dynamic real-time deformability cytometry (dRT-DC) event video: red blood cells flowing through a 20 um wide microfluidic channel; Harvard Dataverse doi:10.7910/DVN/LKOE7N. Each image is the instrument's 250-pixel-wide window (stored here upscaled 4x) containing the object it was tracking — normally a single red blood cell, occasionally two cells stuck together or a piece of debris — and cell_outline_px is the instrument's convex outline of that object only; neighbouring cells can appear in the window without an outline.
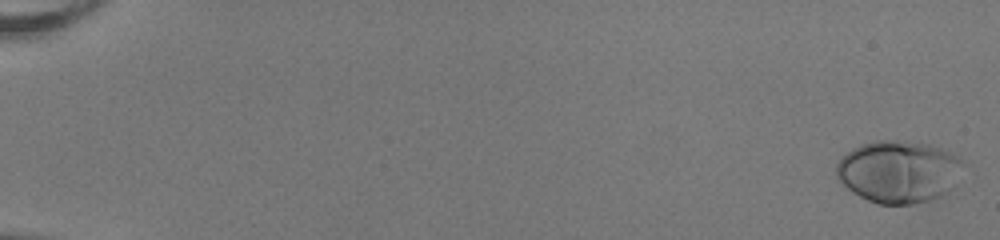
{"species": "human", "species_latin": "Homo sapiens", "temperature_condition": "room temperature", "stored_images_in_passage": 53, "camera_frame_rate_fps": 3000, "um_per_image_px": 0.085, "donor": {"sex": "female"}, "frame": {"image": 1, "passage_image": 1, "time_ms": 0.0, "image_size_px": [1000, 240], "cell_outline_px": [[964, 160], [948, 192], [932, 200], [912, 204], [876, 204], [852, 192], [836, 176], [836, 164], [840, 156], [852, 148], [876, 140], [900, 140], [928, 144], [952, 152], [960, 156]], "centroid_in_image_um": [76.35, 14.58], "position_along_channel_um": 8.7, "area_um2": 45.95}}
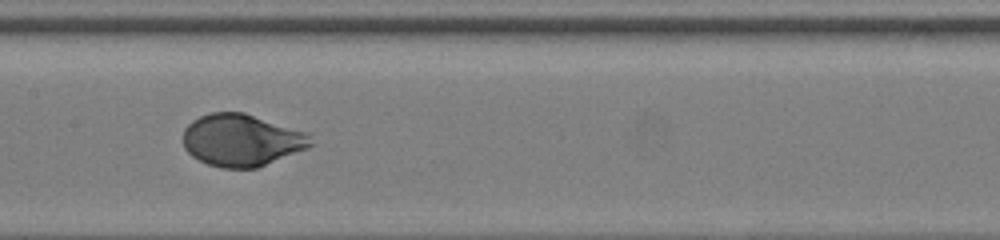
{"frame": {"image": 2, "passage_image": 29, "time_ms": 9.333, "image_size_px": [1000, 240], "cell_outline_px": [[316, 144], [308, 148], [256, 168], [220, 168], [208, 164], [192, 156], [184, 148], [184, 128], [192, 120], [200, 116], [212, 112], [244, 112], [308, 132]], "centroid_in_image_um": [20.57, 11.91], "position_along_channel_um": 186.8, "area_um2": 39.02}}
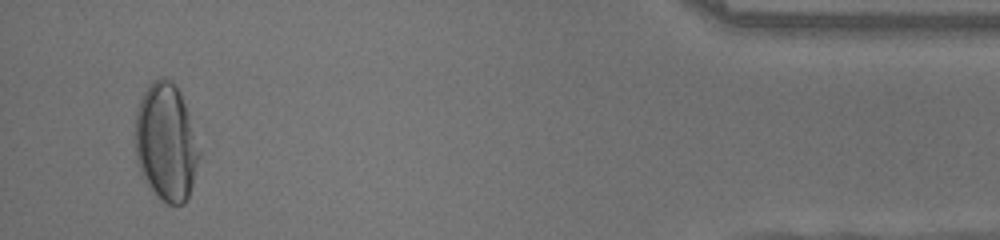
{"frame": {"image": 3, "passage_image": 51, "time_ms": 16.667, "image_size_px": [1000, 240], "cell_outline_px": [[200, 156], [192, 184], [188, 196], [184, 204], [168, 204], [148, 184], [140, 168], [136, 156], [136, 112], [140, 100], [144, 92], [152, 80], [160, 76], [164, 76], [176, 84], [180, 92], [188, 112], [200, 152]], "centroid_in_image_um": [14.13, 12.03], "position_along_channel_um": 421.1, "area_um2": 43.23}, "authors_computed_cell_mechanics": {"area_um2": 39.1884, "velocity_mm_per_s": 4.002, "shape_relaxation_time_tau1_ms": 2.5214, "shape_relaxation_time_tau2_ms": null, "deformation_change_tau1": 0.1705, "deformation_change_tau2": null}}